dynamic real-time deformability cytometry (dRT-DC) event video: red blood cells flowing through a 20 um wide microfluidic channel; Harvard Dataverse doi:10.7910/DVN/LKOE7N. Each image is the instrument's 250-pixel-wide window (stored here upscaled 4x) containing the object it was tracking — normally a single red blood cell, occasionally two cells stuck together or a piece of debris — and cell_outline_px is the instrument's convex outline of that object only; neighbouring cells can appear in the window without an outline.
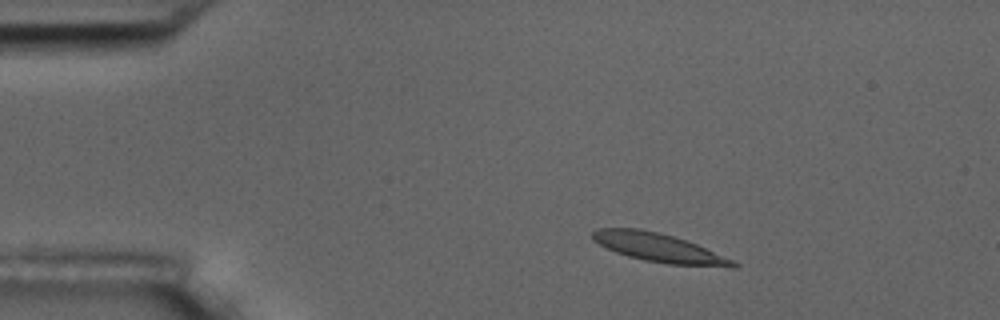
{"species": "common noctule bat (a hibernating species)", "species_latin": "Nyctalus noctula", "temperature_condition": "room temperature", "stored_images_in_passage": 12, "camera_frame_rate_fps": 3000, "um_per_image_px": 0.085, "animal": {"sex": "male", "body_mass_g": 17.5, "forearm_length_mm": 52.3}, "frame": {"image": 1, "passage_image": 6, "time_ms": 1.667, "image_size_px": [1000, 320], "cell_outline_px": [[740, 264], [736, 268], [732, 268], [668, 264], [644, 260], [628, 256], [616, 252], [592, 240], [592, 232], [596, 228], [640, 228], [672, 236], [696, 244], [732, 260]], "centroid_in_image_um": [56.0, 21.07], "position_along_channel_um": 29.0, "area_um2": 23.29}}